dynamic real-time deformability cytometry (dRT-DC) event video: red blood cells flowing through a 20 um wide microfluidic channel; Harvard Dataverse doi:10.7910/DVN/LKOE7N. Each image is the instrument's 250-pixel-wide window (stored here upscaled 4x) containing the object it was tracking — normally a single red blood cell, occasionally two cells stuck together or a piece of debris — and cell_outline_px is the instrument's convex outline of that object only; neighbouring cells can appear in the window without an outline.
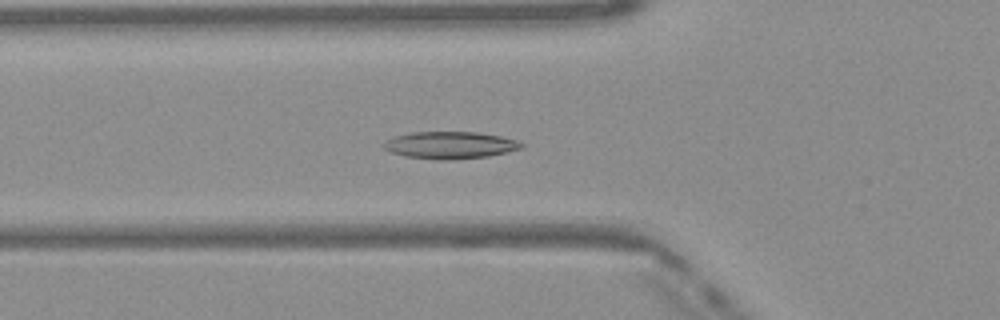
{"species": "Egyptian fruit bat (a non-hibernating species)", "species_latin": "Rousettus aegyptiacus", "temperature_condition": "warm", "stored_images_in_passage": 50, "camera_frame_rate_fps": 3000, "um_per_image_px": 0.085, "frame": {"image": 1, "passage_image": 18, "time_ms": 5.667, "image_size_px": [1000, 320], "cell_outline_px": [[524, 148], [508, 152], [488, 156], [448, 160], [436, 160], [404, 156], [388, 152], [384, 148], [384, 144], [388, 140], [396, 136], [412, 132], [476, 132], [500, 136], [520, 140], [524, 144]], "centroid_in_image_um": [38.3, 12.34], "position_along_channel_um": 87.5, "area_um2": 21.91}}
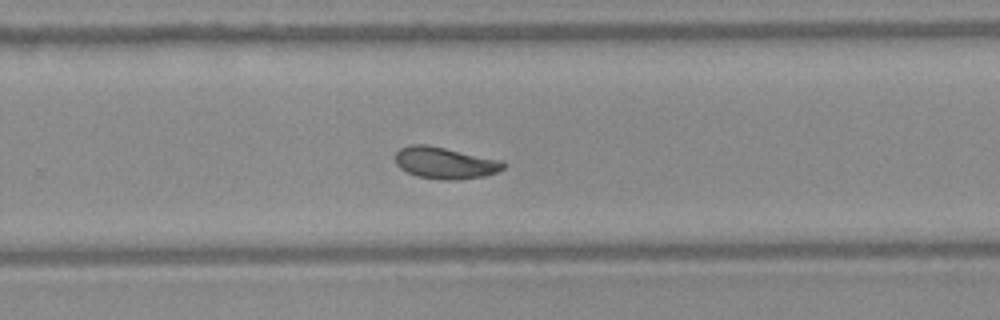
{"frame": {"image": 2, "passage_image": 33, "time_ms": 10.667, "image_size_px": [1000, 320], "cell_outline_px": [[504, 168], [496, 172], [484, 176], [456, 180], [440, 180], [416, 176], [400, 168], [396, 164], [396, 152], [400, 148], [412, 144], [424, 144], [504, 160]], "centroid_in_image_um": [37.83, 13.85], "position_along_channel_um": 292.0, "area_um2": 19.94}}
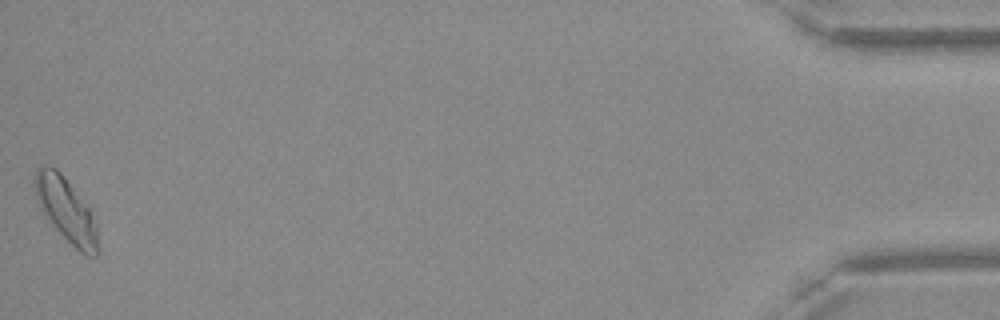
{"frame": {"image": 3, "passage_image": 50, "time_ms": 16.333, "image_size_px": [1000, 320], "cell_outline_px": [[100, 252], [96, 256], [88, 256], [80, 252], [44, 216], [40, 208], [36, 196], [36, 168], [44, 164], [48, 164], [56, 168], [64, 176], [88, 208], [96, 228], [100, 248]], "centroid_in_image_um": [5.62, 17.85], "position_along_channel_um": 429.6, "area_um2": 23.0}, "authors_computed_cell_mechanics": {"area_um2": 20.519, "velocity_mm_per_s": 4.0789, "shape_relaxation_time_tau1_ms": 5.8532, "shape_relaxation_time_tau2_ms": 2.6665, "deformation_change_tau1": 0.1853, "deformation_change_tau2": 0.0791}}